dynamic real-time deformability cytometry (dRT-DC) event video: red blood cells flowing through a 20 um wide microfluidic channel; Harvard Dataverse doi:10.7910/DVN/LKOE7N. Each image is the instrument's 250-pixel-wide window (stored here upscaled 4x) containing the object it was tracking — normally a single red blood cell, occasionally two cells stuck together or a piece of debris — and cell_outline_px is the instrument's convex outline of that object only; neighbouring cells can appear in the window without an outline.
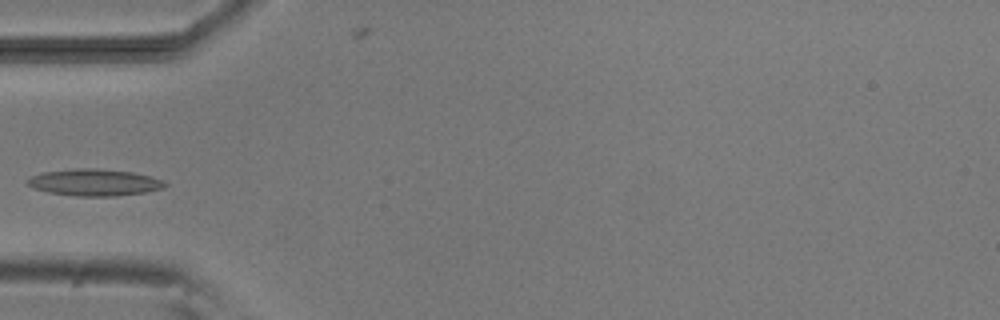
{"species": "common noctule bat (a hibernating species)", "species_latin": "Nyctalus noctula", "temperature_condition": "room temperature", "stored_images_in_passage": 6, "camera_frame_rate_fps": 3000, "um_per_image_px": 0.085, "animal": {"sex": "male", "body_mass_g": 20.5, "forearm_length_mm": 52.5}, "frame": {"image": 1, "passage_image": 5, "time_ms": 4.333, "image_size_px": [1000, 320], "cell_outline_px": [[168, 184], [164, 188], [144, 192], [116, 196], [76, 196], [48, 192], [32, 188], [24, 180], [32, 176], [44, 172], [76, 168], [96, 168], [132, 172], [164, 180]], "centroid_in_image_um": [8.01, 15.5], "position_along_channel_um": 77.0, "area_um2": 21.44}}